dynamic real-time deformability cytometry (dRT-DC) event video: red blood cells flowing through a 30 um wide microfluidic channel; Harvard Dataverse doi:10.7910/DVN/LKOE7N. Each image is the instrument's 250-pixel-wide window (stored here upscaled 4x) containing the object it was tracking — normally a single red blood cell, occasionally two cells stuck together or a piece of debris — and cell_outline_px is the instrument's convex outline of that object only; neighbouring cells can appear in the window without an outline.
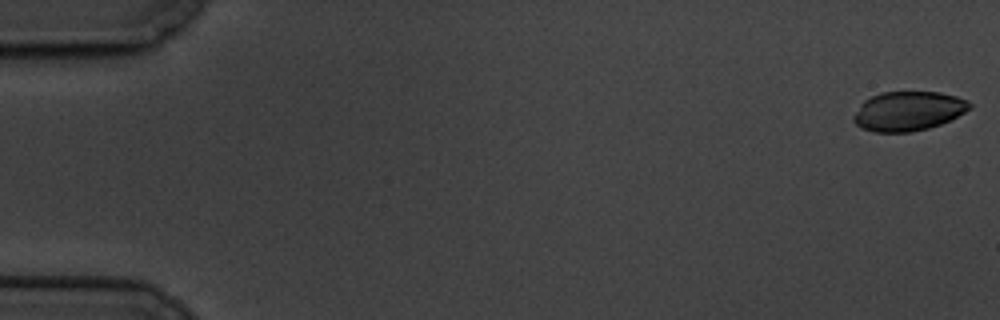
{"species": "common noctule bat (a hibernating species)", "species_latin": "Nyctalus noctula", "temperature_condition": "cold", "stored_images_in_passage": 10, "camera_frame_rate_fps": 3000, "um_per_image_px": 0.085, "animal": {"sex": "male", "body_mass_g": 19.5, "forearm_length_mm": 54.6}, "frame": {"image": 1, "passage_image": 1, "time_ms": 0.0, "image_size_px": [1000, 320], "cell_outline_px": [[972, 108], [940, 124], [928, 128], [912, 132], [876, 132], [860, 128], [852, 120], [852, 116], [864, 100], [880, 92], [940, 92], [956, 96], [968, 100], [972, 104]], "centroid_in_image_um": [77.18, 9.44], "position_along_channel_um": 7.8, "area_um2": 26.65}}